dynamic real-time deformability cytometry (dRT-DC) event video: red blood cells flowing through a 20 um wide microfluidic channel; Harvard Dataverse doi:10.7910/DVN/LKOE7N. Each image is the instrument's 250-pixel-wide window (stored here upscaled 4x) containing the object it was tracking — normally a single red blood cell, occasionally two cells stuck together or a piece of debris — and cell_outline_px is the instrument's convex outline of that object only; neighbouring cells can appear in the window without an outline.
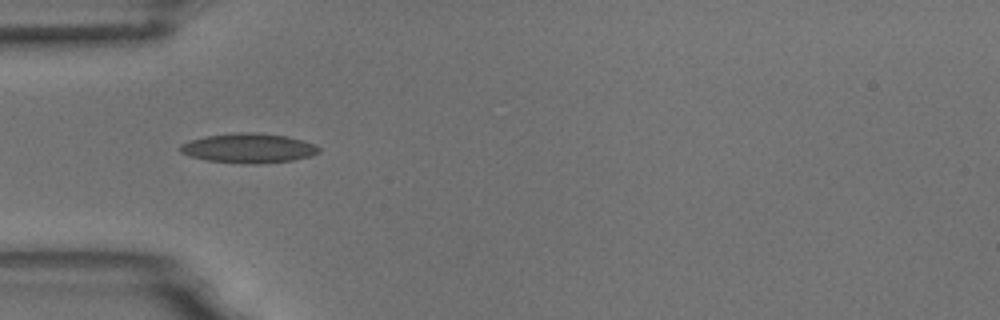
{"species": "common noctule bat (a hibernating species)", "species_latin": "Nyctalus noctula", "temperature_condition": "room temperature", "stored_images_in_passage": 5, "camera_frame_rate_fps": 3000, "um_per_image_px": 0.085, "animal": {"sex": "male", "body_mass_g": 18.8}, "frame": {"image": 1, "passage_image": 5, "time_ms": 1.333, "image_size_px": [1000, 320], "cell_outline_px": [[320, 152], [308, 156], [292, 160], [260, 164], [240, 164], [208, 160], [192, 156], [180, 152], [180, 144], [188, 140], [204, 136], [236, 132], [256, 132], [288, 136], [304, 140], [320, 148]], "centroid_in_image_um": [21.11, 12.58], "position_along_channel_um": 63.9, "area_um2": 24.04}}